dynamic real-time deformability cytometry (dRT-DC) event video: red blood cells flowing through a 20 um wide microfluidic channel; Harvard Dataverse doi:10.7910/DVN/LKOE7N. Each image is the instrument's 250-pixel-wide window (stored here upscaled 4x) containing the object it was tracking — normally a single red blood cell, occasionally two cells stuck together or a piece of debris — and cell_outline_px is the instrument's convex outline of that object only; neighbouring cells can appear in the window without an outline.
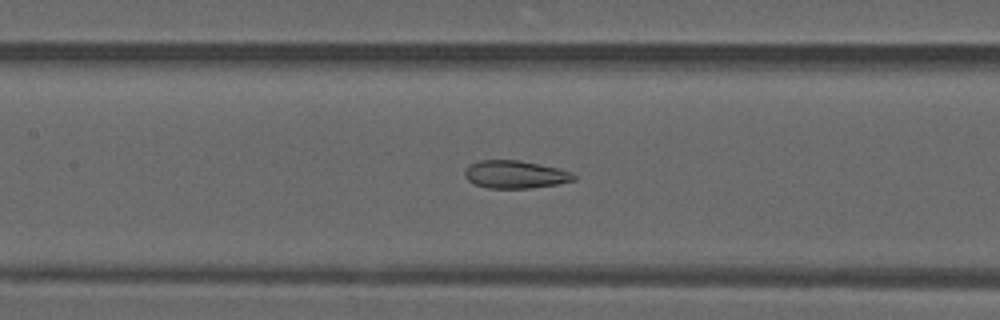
{"species": "common noctule bat (a hibernating species)", "species_latin": "Nyctalus noctula", "temperature_condition": "warm", "stored_images_in_passage": 36, "camera_frame_rate_fps": 3000, "um_per_image_px": 0.085, "animal": {"sex": "male", "forearm_length_mm": 52.5}, "frame": {"image": 1, "passage_image": 9, "time_ms": 2.667, "image_size_px": [1000, 320], "cell_outline_px": [[576, 180], [560, 184], [528, 188], [488, 188], [476, 184], [468, 180], [464, 176], [464, 172], [468, 164], [480, 160], [520, 160], [560, 168], [576, 176]], "centroid_in_image_um": [43.79, 14.82], "position_along_channel_um": 163.6, "area_um2": 17.74}}
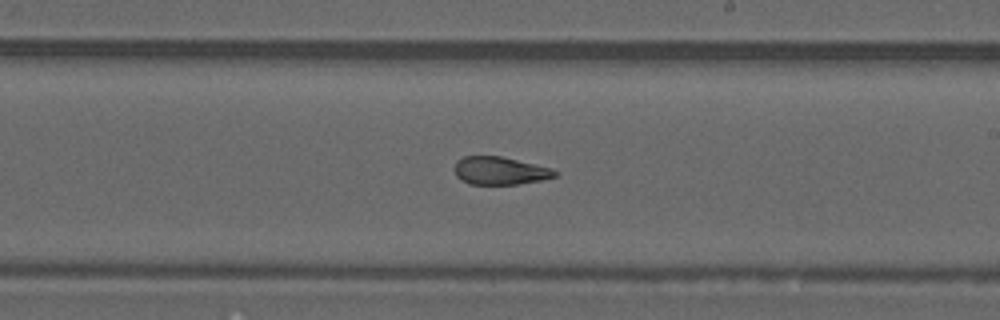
{"frame": {"image": 2, "passage_image": 15, "time_ms": 4.667, "image_size_px": [1000, 320], "cell_outline_px": [[560, 172], [556, 176], [540, 180], [516, 184], [468, 184], [460, 180], [456, 176], [452, 168], [456, 160], [464, 156], [500, 156], [552, 168]], "centroid_in_image_um": [42.44, 14.51], "position_along_channel_um": 246.6, "area_um2": 16.47}}
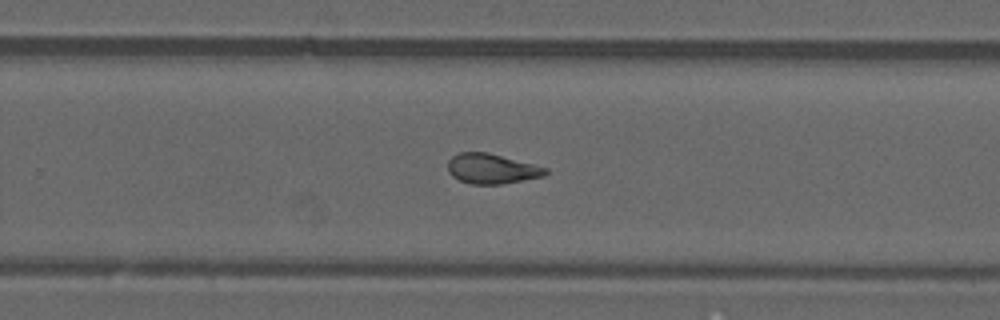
{"frame": {"image": 3, "passage_image": 18, "time_ms": 5.667, "image_size_px": [1000, 320], "cell_outline_px": [[548, 172], [544, 176], [500, 184], [468, 184], [452, 176], [448, 172], [448, 160], [452, 156], [460, 152], [488, 152], [548, 168]], "centroid_in_image_um": [41.77, 14.34], "position_along_channel_um": 288.0, "area_um2": 17.05}, "authors_computed_cell_mechanics": {"area_um2": 17.4845, "velocity_mm_per_s": 4.1725, "shape_relaxation_time_tau1_ms": null, "shape_relaxation_time_tau2_ms": 1.8232, "deformation_change_tau1": null, "deformation_change_tau2": 0.0877}}